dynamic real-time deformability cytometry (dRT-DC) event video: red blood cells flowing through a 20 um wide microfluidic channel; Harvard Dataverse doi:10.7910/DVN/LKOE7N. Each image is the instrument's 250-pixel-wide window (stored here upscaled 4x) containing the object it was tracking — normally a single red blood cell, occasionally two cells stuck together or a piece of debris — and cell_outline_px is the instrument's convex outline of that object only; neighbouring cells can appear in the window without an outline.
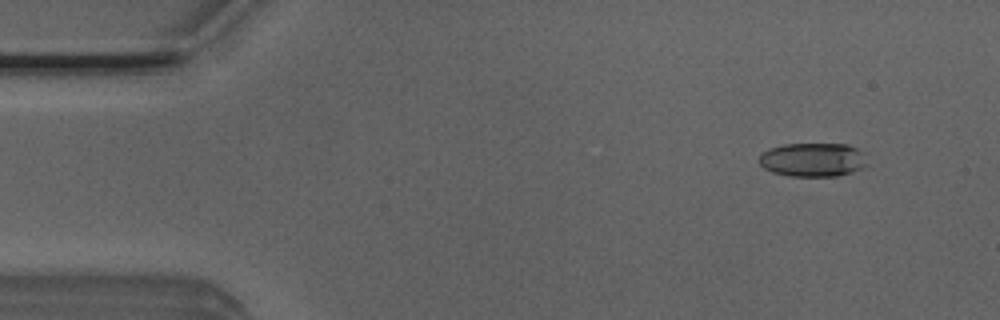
{"species": "Egyptian fruit bat (a non-hibernating species)", "species_latin": "Rousettus aegyptiacus", "temperature_condition": "room temperature", "stored_images_in_passage": 5, "camera_frame_rate_fps": 3000, "um_per_image_px": 0.085, "animal": {"sex": "male"}, "frame": {"image": 1, "passage_image": 1, "time_ms": 0.0, "image_size_px": [1000, 320], "cell_outline_px": [[868, 164], [864, 168], [852, 172], [836, 176], [788, 176], [772, 172], [764, 168], [756, 160], [768, 148], [784, 144], [848, 144], [864, 152]], "centroid_in_image_um": [69.11, 13.58], "position_along_channel_um": 15.9, "area_um2": 21.62}}